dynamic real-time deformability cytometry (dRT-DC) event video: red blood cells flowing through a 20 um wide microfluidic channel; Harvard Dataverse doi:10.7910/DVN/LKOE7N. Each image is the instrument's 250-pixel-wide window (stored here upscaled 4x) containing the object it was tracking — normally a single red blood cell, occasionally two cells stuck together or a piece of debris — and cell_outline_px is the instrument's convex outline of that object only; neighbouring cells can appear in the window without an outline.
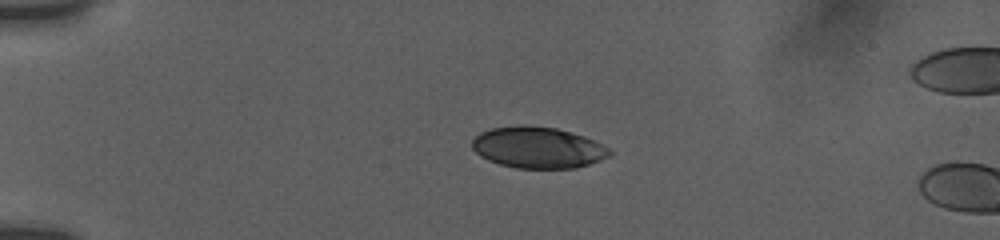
{"species": "human", "species_latin": "Homo sapiens", "temperature_condition": "room temperature", "stored_images_in_passage": 4, "camera_frame_rate_fps": 3000, "um_per_image_px": 0.085, "donor": {"sex": "female"}, "frame": {"image": 1, "passage_image": 1, "time_ms": 0.0, "image_size_px": [1000, 240], "cell_outline_px": [[612, 152], [608, 156], [600, 160], [576, 168], [516, 168], [500, 164], [488, 160], [480, 156], [472, 148], [472, 140], [480, 132], [492, 128], [520, 124], [524, 124], [556, 128], [572, 132], [584, 136], [612, 148]], "centroid_in_image_um": [45.72, 12.53], "position_along_channel_um": 39.3, "area_um2": 33.29}}